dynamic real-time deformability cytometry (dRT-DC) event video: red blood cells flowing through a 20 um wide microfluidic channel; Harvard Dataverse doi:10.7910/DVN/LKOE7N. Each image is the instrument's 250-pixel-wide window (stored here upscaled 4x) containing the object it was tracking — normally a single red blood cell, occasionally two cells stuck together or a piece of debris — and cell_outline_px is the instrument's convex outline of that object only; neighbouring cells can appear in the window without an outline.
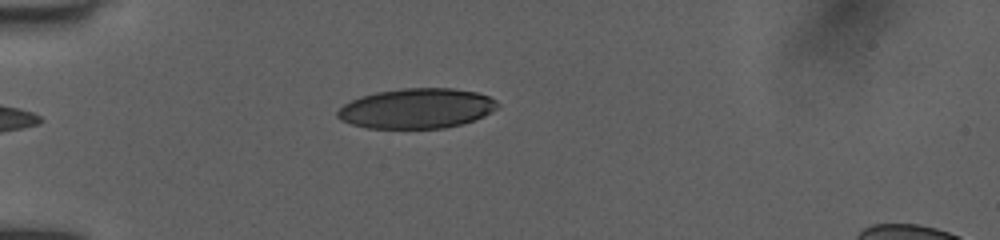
{"species": "human", "species_latin": "Homo sapiens", "temperature_condition": "room temperature", "stored_images_in_passage": 33, "camera_frame_rate_fps": 3000, "um_per_image_px": 0.085, "donor": {"sex": "female"}, "frame": {"image": 1, "passage_image": 1, "time_ms": 0.0, "image_size_px": [1000, 240], "cell_outline_px": [[500, 104], [492, 112], [476, 120], [444, 128], [368, 128], [352, 124], [340, 120], [336, 116], [336, 112], [344, 104], [360, 96], [376, 92], [404, 88], [452, 88], [476, 92], [488, 96], [496, 100]], "centroid_in_image_um": [35.42, 9.21], "position_along_channel_um": 49.6, "area_um2": 37.4}}
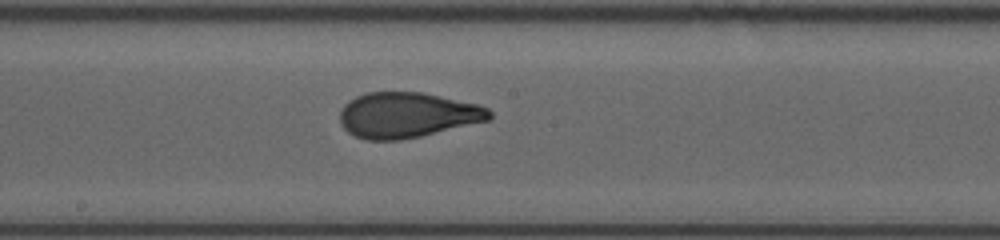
{"frame": {"image": 2, "passage_image": 15, "time_ms": 4.667, "image_size_px": [1000, 240], "cell_outline_px": [[492, 116], [488, 120], [420, 136], [400, 140], [368, 140], [356, 136], [348, 132], [340, 124], [340, 112], [344, 104], [348, 100], [356, 96], [368, 92], [424, 92], [480, 104], [488, 108], [492, 112]], "centroid_in_image_um": [34.61, 9.76], "position_along_channel_um": 213.6, "area_um2": 39.65}}
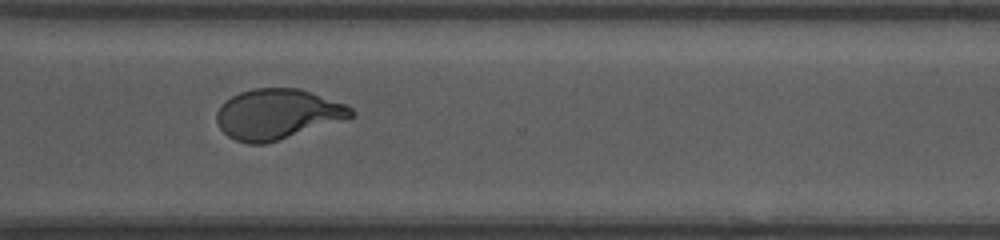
{"frame": {"image": 3, "passage_image": 25, "time_ms": 8.0, "image_size_px": [1000, 240], "cell_outline_px": [[356, 116], [348, 120], [264, 144], [248, 144], [236, 140], [228, 136], [220, 128], [216, 120], [216, 112], [220, 104], [224, 100], [240, 92], [252, 88], [300, 88], [348, 104], [356, 112]], "centroid_in_image_um": [23.64, 9.69], "position_along_channel_um": 347.0, "area_um2": 40.06}, "authors_computed_cell_mechanics": {"area_um2": 39.7664, "velocity_mm_per_s": 4.0124, "shape_relaxation_time_tau1_ms": 5.2831, "shape_relaxation_time_tau2_ms": 0.7498, "deformation_change_tau1": 0.1904, "deformation_change_tau2": 0.0556}}